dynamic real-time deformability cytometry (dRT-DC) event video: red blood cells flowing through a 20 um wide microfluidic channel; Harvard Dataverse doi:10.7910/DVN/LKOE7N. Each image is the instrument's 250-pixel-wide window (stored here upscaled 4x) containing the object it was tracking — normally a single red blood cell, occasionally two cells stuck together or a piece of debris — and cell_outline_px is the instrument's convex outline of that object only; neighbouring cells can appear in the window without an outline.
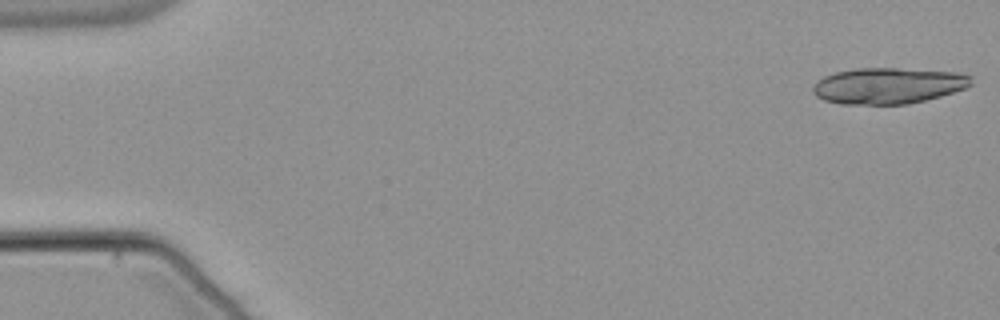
{"species": "common noctule bat (a hibernating species)", "species_latin": "Nyctalus noctula", "temperature_condition": "warm", "stored_images_in_passage": 18, "camera_frame_rate_fps": 3000, "um_per_image_px": 0.085, "animal": {"sex": "male", "body_mass_g": 21.5, "forearm_length_mm": 52.0}, "frame": {"image": 1, "passage_image": 1, "time_ms": 0.0, "image_size_px": [1000, 320], "cell_outline_px": [[972, 84], [964, 88], [940, 96], [908, 104], [840, 104], [824, 100], [816, 96], [812, 92], [812, 88], [816, 80], [824, 76], [836, 72], [856, 68], [896, 68], [956, 72], [972, 76]], "centroid_in_image_um": [75.45, 7.28], "position_along_channel_um": 9.5, "area_um2": 33.29}}